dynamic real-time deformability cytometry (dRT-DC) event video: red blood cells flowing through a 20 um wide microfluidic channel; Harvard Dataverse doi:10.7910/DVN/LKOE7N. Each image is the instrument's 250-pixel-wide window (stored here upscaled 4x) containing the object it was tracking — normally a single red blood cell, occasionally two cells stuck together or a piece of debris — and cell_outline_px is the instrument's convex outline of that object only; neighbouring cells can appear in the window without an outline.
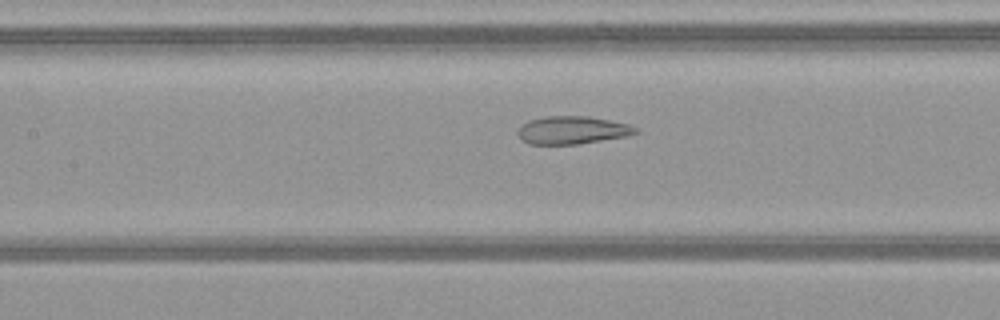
{"species": "common noctule bat (a hibernating species)", "species_latin": "Nyctalus noctula", "temperature_condition": "warm", "stored_images_in_passage": 36, "camera_frame_rate_fps": 3000, "um_per_image_px": 0.085, "animal": {"sex": "female", "body_mass_g": 21.9}, "frame": {"image": 1, "passage_image": 9, "time_ms": 2.667, "image_size_px": [1000, 320], "cell_outline_px": [[640, 132], [628, 136], [580, 144], [528, 144], [520, 140], [516, 132], [528, 120], [548, 116], [588, 116], [628, 124], [640, 128]], "centroid_in_image_um": [48.67, 11.07], "position_along_channel_um": 158.7, "area_um2": 19.31}}
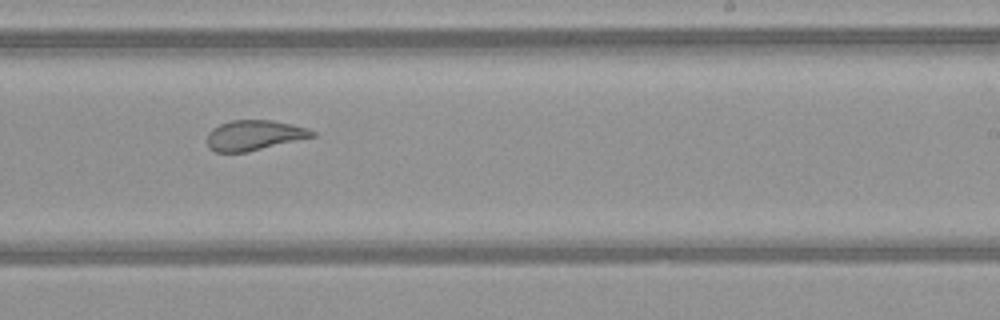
{"frame": {"image": 2, "passage_image": 17, "time_ms": 5.333, "image_size_px": [1000, 320], "cell_outline_px": [[316, 136], [248, 152], [216, 152], [208, 148], [208, 132], [212, 128], [220, 124], [232, 120], [272, 120], [292, 124], [308, 128], [316, 132]], "centroid_in_image_um": [21.62, 11.5], "position_along_channel_um": 267.4, "area_um2": 18.55}}
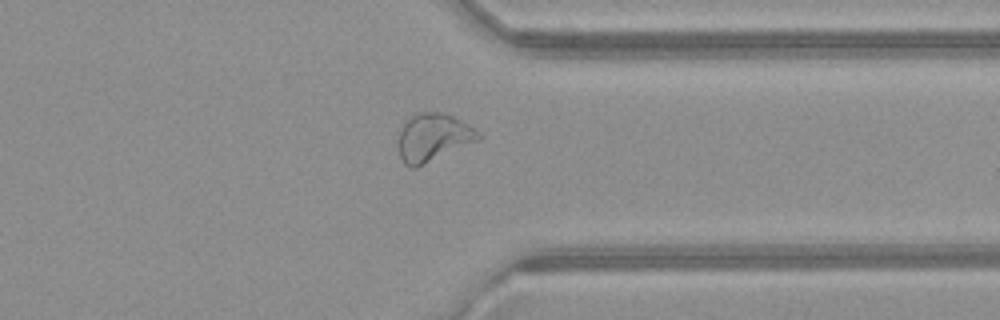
{"frame": {"image": 3, "passage_image": 25, "time_ms": 8.0, "image_size_px": [1000, 320], "cell_outline_px": [[484, 136], [480, 140], [416, 168], [412, 168], [404, 164], [400, 156], [400, 128], [404, 120], [416, 112], [440, 112], [452, 116], [468, 124]], "centroid_in_image_um": [36.83, 11.68], "position_along_channel_um": 374.6, "area_um2": 22.43}, "authors_computed_cell_mechanics": {"area_um2": 20.6635, "velocity_mm_per_s": 4.0854, "shape_relaxation_time_tau1_ms": null, "shape_relaxation_time_tau2_ms": 1.0412, "deformation_change_tau1": null, "deformation_change_tau2": 0.0896}}